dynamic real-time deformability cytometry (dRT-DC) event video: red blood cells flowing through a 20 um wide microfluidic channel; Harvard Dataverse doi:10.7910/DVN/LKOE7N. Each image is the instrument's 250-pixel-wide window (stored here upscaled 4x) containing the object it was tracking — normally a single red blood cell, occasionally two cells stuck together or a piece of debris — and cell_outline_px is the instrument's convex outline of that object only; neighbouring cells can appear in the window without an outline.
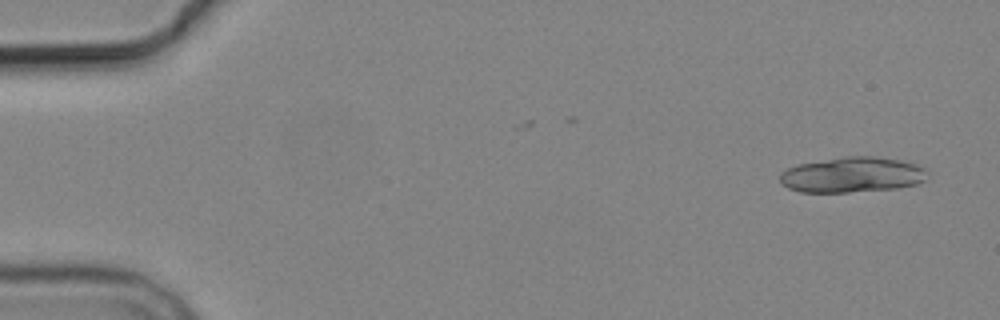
{"species": "common noctule bat (a hibernating species)", "species_latin": "Nyctalus noctula", "temperature_condition": "cold", "stored_images_in_passage": 3, "camera_frame_rate_fps": 3000, "um_per_image_px": 0.085, "animal": {"sex": "male", "body_mass_g": 19.2, "forearm_length_mm": 51.8}, "frame": {"image": 1, "passage_image": 3, "time_ms": 2.333, "image_size_px": [1000, 320], "cell_outline_px": [[928, 180], [916, 184], [900, 188], [848, 192], [800, 192], [788, 188], [780, 184], [780, 172], [796, 164], [844, 156], [872, 156], [900, 160], [916, 164], [924, 168]], "centroid_in_image_um": [72.42, 14.86], "position_along_channel_um": 12.6, "area_um2": 30.69}}